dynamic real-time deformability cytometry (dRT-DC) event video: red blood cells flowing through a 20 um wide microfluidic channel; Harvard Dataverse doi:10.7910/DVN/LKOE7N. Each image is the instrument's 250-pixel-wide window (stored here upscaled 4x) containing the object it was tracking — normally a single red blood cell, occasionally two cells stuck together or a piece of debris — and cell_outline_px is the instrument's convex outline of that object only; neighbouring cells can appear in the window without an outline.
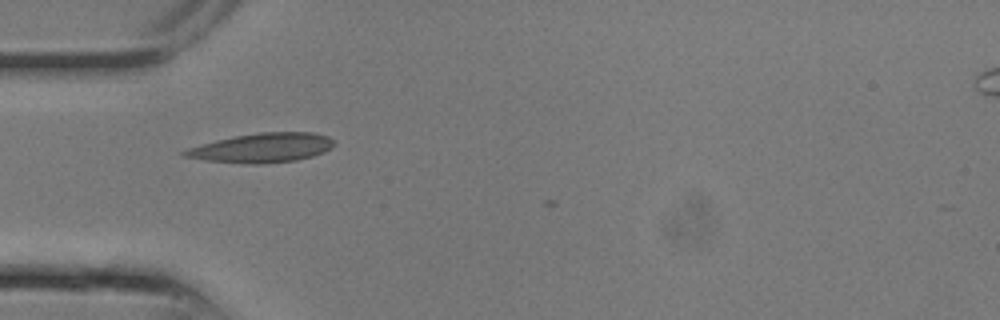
{"species": "common noctule bat (a hibernating species)", "species_latin": "Nyctalus noctula", "temperature_condition": "room temperature", "stored_images_in_passage": 2, "camera_frame_rate_fps": 3000, "um_per_image_px": 0.085, "animal": {"sex": "male", "body_mass_g": 13.3}, "frame": {"image": 1, "passage_image": 1, "time_ms": 0.0, "image_size_px": [1000, 320], "cell_outline_px": [[336, 144], [332, 148], [324, 152], [312, 156], [296, 160], [260, 164], [248, 164], [208, 160], [184, 156], [180, 152], [188, 148], [200, 144], [216, 140], [236, 136], [260, 132], [312, 132], [328, 136], [336, 140]], "centroid_in_image_um": [22.33, 12.56], "position_along_channel_um": 62.7, "area_um2": 25.55}}